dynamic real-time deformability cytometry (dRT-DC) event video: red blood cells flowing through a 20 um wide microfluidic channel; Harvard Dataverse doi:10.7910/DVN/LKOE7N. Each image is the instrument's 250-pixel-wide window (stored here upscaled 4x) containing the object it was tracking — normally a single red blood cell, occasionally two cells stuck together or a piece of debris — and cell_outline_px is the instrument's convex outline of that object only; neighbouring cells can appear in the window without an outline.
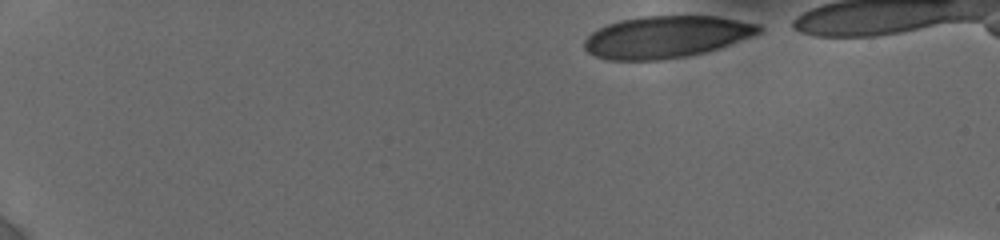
{"species": "human", "species_latin": "Homo sapiens", "temperature_condition": "cold", "stored_images_in_passage": 42, "camera_frame_rate_fps": 3000, "um_per_image_px": 0.085, "donor": {"sex": "female"}, "frame": {"image": 1, "passage_image": 1, "time_ms": 0.0, "image_size_px": [1000, 240], "cell_outline_px": [[764, 32], [720, 48], [704, 52], [684, 56], [660, 60], [608, 60], [596, 56], [588, 52], [584, 48], [584, 40], [592, 32], [608, 24], [620, 20], [644, 16], [712, 16], [760, 24], [764, 28]], "centroid_in_image_um": [56.65, 3.14], "position_along_channel_um": 28.3, "area_um2": 42.6}}
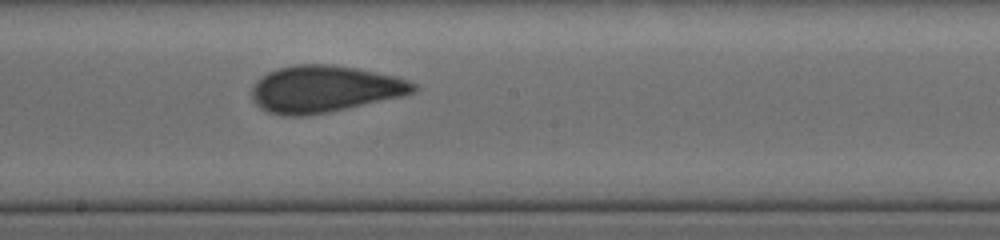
{"frame": {"image": 2, "passage_image": 23, "time_ms": 8.0, "image_size_px": [1000, 240], "cell_outline_px": [[416, 88], [412, 92], [404, 96], [328, 112], [304, 116], [284, 116], [268, 112], [260, 108], [252, 100], [252, 84], [260, 76], [276, 68], [292, 64], [332, 64], [356, 68], [396, 76], [408, 80], [416, 84]], "centroid_in_image_um": [27.53, 7.56], "position_along_channel_um": 220.7, "area_um2": 44.39}}
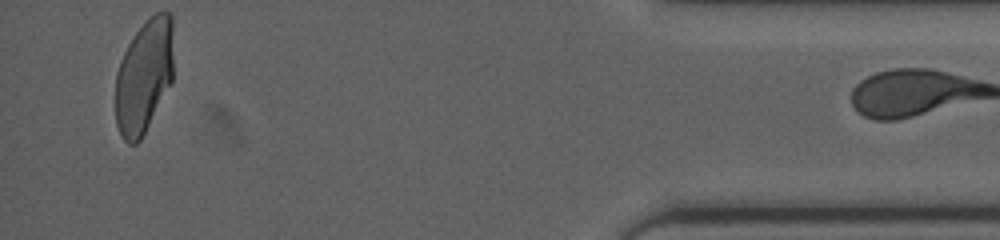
{"frame": {"image": 3, "passage_image": 41, "time_ms": 14.667, "image_size_px": [1000, 240], "cell_outline_px": [[172, 80], [140, 140], [136, 144], [128, 144], [124, 140], [116, 124], [116, 72], [120, 60], [132, 36], [144, 20], [156, 12], [168, 12], [172, 16]], "centroid_in_image_um": [12.22, 6.44], "position_along_channel_um": 423.0, "area_um2": 38.26}}